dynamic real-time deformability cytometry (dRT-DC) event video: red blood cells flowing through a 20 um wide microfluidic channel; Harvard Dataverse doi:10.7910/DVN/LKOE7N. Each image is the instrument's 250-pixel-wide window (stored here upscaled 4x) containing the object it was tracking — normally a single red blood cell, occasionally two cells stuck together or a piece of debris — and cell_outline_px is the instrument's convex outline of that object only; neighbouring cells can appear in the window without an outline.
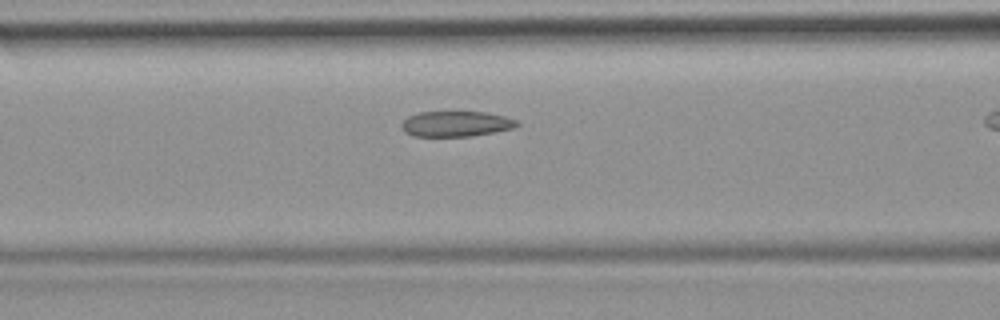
{"species": "common noctule bat (a hibernating species)", "species_latin": "Nyctalus noctula", "temperature_condition": "room temperature", "stored_images_in_passage": 29, "camera_frame_rate_fps": 3000, "um_per_image_px": 0.085, "animal": {"sex": "female", "body_mass_g": 19.9}, "frame": {"image": 1, "passage_image": 9, "time_ms": 2.667, "image_size_px": [1000, 320], "cell_outline_px": [[520, 124], [516, 128], [472, 136], [412, 136], [404, 132], [400, 128], [400, 124], [408, 116], [416, 112], [484, 112], [504, 116], [516, 120]], "centroid_in_image_um": [38.73, 10.53], "position_along_channel_um": 127.9, "area_um2": 17.28}}